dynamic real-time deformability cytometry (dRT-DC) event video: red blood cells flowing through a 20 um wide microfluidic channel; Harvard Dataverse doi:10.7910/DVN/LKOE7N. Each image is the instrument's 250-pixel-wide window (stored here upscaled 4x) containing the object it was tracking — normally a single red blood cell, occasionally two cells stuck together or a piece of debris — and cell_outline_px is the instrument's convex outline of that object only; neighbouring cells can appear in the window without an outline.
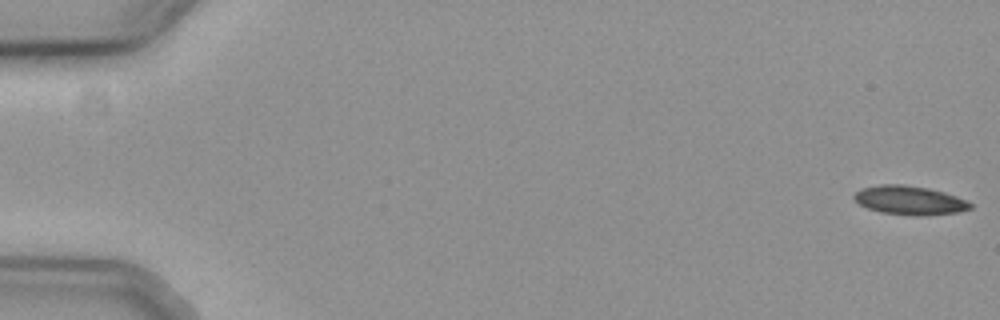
{"species": "common noctule bat (a hibernating species)", "species_latin": "Nyctalus noctula", "temperature_condition": "cold", "stored_images_in_passage": 27, "camera_frame_rate_fps": 3000, "um_per_image_px": 0.085, "animal": {"sex": "female", "body_mass_g": 19.3, "forearm_length_mm": 54.1}, "frame": {"image": 1, "passage_image": 1, "time_ms": 0.0, "image_size_px": [1000, 320], "cell_outline_px": [[972, 208], [956, 212], [928, 216], [912, 216], [880, 212], [868, 208], [860, 204], [852, 196], [856, 192], [864, 188], [880, 184], [904, 184], [928, 188], [944, 192], [956, 196], [972, 204]], "centroid_in_image_um": [77.32, 17.03], "position_along_channel_um": 7.7, "area_um2": 19.54}}
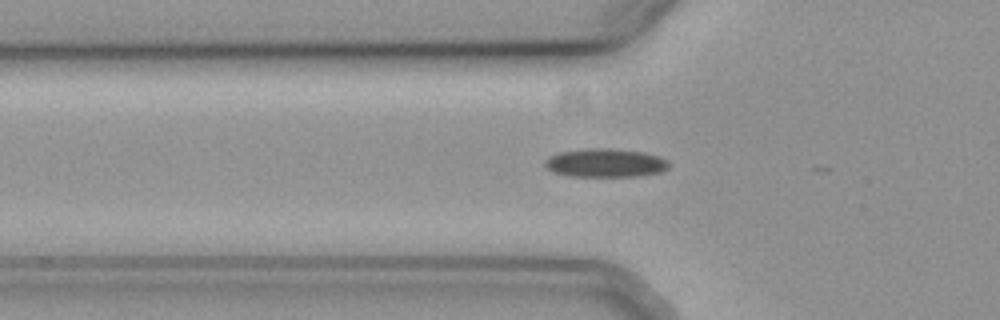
{"frame": {"image": 2, "passage_image": 20, "time_ms": 6.333, "image_size_px": [1000, 320], "cell_outline_px": [[668, 168], [660, 172], [640, 176], [568, 176], [552, 172], [544, 164], [544, 160], [548, 156], [560, 152], [592, 148], [608, 148], [644, 152], [660, 156], [668, 160]], "centroid_in_image_um": [51.45, 13.85], "position_along_channel_um": 74.3, "area_um2": 20.69}}
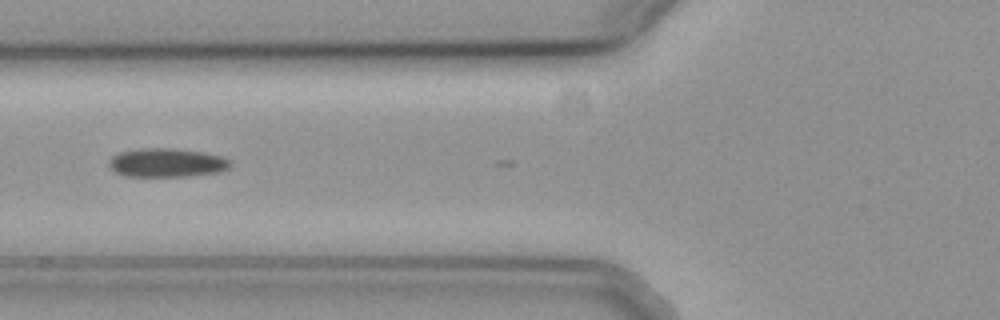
{"frame": {"image": 3, "passage_image": 23, "time_ms": 7.333, "image_size_px": [1000, 320], "cell_outline_px": [[228, 168], [216, 172], [184, 176], [128, 176], [116, 172], [108, 168], [108, 160], [112, 156], [120, 152], [140, 148], [172, 148], [200, 152], [220, 156], [228, 160]], "centroid_in_image_um": [14.07, 13.82], "position_along_channel_um": 111.7, "area_um2": 20.0}}